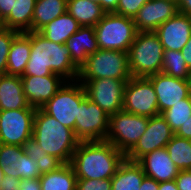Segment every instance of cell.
Segmentation results:
<instances>
[{
    "instance_id": "cell-15",
    "label": "cell",
    "mask_w": 191,
    "mask_h": 190,
    "mask_svg": "<svg viewBox=\"0 0 191 190\" xmlns=\"http://www.w3.org/2000/svg\"><path fill=\"white\" fill-rule=\"evenodd\" d=\"M23 91L30 107L41 108L67 81L60 75L21 76Z\"/></svg>"
},
{
    "instance_id": "cell-48",
    "label": "cell",
    "mask_w": 191,
    "mask_h": 190,
    "mask_svg": "<svg viewBox=\"0 0 191 190\" xmlns=\"http://www.w3.org/2000/svg\"><path fill=\"white\" fill-rule=\"evenodd\" d=\"M189 83H190V93H191V73H190V77H189Z\"/></svg>"
},
{
    "instance_id": "cell-44",
    "label": "cell",
    "mask_w": 191,
    "mask_h": 190,
    "mask_svg": "<svg viewBox=\"0 0 191 190\" xmlns=\"http://www.w3.org/2000/svg\"><path fill=\"white\" fill-rule=\"evenodd\" d=\"M179 13L191 16V0H177Z\"/></svg>"
},
{
    "instance_id": "cell-28",
    "label": "cell",
    "mask_w": 191,
    "mask_h": 190,
    "mask_svg": "<svg viewBox=\"0 0 191 190\" xmlns=\"http://www.w3.org/2000/svg\"><path fill=\"white\" fill-rule=\"evenodd\" d=\"M165 148L179 170H191V139L174 135Z\"/></svg>"
},
{
    "instance_id": "cell-1",
    "label": "cell",
    "mask_w": 191,
    "mask_h": 190,
    "mask_svg": "<svg viewBox=\"0 0 191 190\" xmlns=\"http://www.w3.org/2000/svg\"><path fill=\"white\" fill-rule=\"evenodd\" d=\"M126 158L107 141H80L70 164L77 179H111Z\"/></svg>"
},
{
    "instance_id": "cell-9",
    "label": "cell",
    "mask_w": 191,
    "mask_h": 190,
    "mask_svg": "<svg viewBox=\"0 0 191 190\" xmlns=\"http://www.w3.org/2000/svg\"><path fill=\"white\" fill-rule=\"evenodd\" d=\"M35 112L36 109L0 111V143L30 146Z\"/></svg>"
},
{
    "instance_id": "cell-46",
    "label": "cell",
    "mask_w": 191,
    "mask_h": 190,
    "mask_svg": "<svg viewBox=\"0 0 191 190\" xmlns=\"http://www.w3.org/2000/svg\"><path fill=\"white\" fill-rule=\"evenodd\" d=\"M159 190H178L175 180L159 182Z\"/></svg>"
},
{
    "instance_id": "cell-25",
    "label": "cell",
    "mask_w": 191,
    "mask_h": 190,
    "mask_svg": "<svg viewBox=\"0 0 191 190\" xmlns=\"http://www.w3.org/2000/svg\"><path fill=\"white\" fill-rule=\"evenodd\" d=\"M80 26L94 27L106 13L101 5L92 0H67V10Z\"/></svg>"
},
{
    "instance_id": "cell-36",
    "label": "cell",
    "mask_w": 191,
    "mask_h": 190,
    "mask_svg": "<svg viewBox=\"0 0 191 190\" xmlns=\"http://www.w3.org/2000/svg\"><path fill=\"white\" fill-rule=\"evenodd\" d=\"M76 190H112L111 179H77Z\"/></svg>"
},
{
    "instance_id": "cell-35",
    "label": "cell",
    "mask_w": 191,
    "mask_h": 190,
    "mask_svg": "<svg viewBox=\"0 0 191 190\" xmlns=\"http://www.w3.org/2000/svg\"><path fill=\"white\" fill-rule=\"evenodd\" d=\"M148 0H119L117 9L114 13L130 18H134L139 9Z\"/></svg>"
},
{
    "instance_id": "cell-4",
    "label": "cell",
    "mask_w": 191,
    "mask_h": 190,
    "mask_svg": "<svg viewBox=\"0 0 191 190\" xmlns=\"http://www.w3.org/2000/svg\"><path fill=\"white\" fill-rule=\"evenodd\" d=\"M127 53L132 77H148L161 72L164 49L155 32H138Z\"/></svg>"
},
{
    "instance_id": "cell-18",
    "label": "cell",
    "mask_w": 191,
    "mask_h": 190,
    "mask_svg": "<svg viewBox=\"0 0 191 190\" xmlns=\"http://www.w3.org/2000/svg\"><path fill=\"white\" fill-rule=\"evenodd\" d=\"M146 176L157 182L175 180L179 169L170 159L166 148L147 153L137 161Z\"/></svg>"
},
{
    "instance_id": "cell-38",
    "label": "cell",
    "mask_w": 191,
    "mask_h": 190,
    "mask_svg": "<svg viewBox=\"0 0 191 190\" xmlns=\"http://www.w3.org/2000/svg\"><path fill=\"white\" fill-rule=\"evenodd\" d=\"M20 178L4 175L0 183V190H20Z\"/></svg>"
},
{
    "instance_id": "cell-43",
    "label": "cell",
    "mask_w": 191,
    "mask_h": 190,
    "mask_svg": "<svg viewBox=\"0 0 191 190\" xmlns=\"http://www.w3.org/2000/svg\"><path fill=\"white\" fill-rule=\"evenodd\" d=\"M140 190H159V182L145 175L141 182Z\"/></svg>"
},
{
    "instance_id": "cell-12",
    "label": "cell",
    "mask_w": 191,
    "mask_h": 190,
    "mask_svg": "<svg viewBox=\"0 0 191 190\" xmlns=\"http://www.w3.org/2000/svg\"><path fill=\"white\" fill-rule=\"evenodd\" d=\"M128 80L102 78L80 83L85 89L87 98L111 116L123 109L124 89Z\"/></svg>"
},
{
    "instance_id": "cell-31",
    "label": "cell",
    "mask_w": 191,
    "mask_h": 190,
    "mask_svg": "<svg viewBox=\"0 0 191 190\" xmlns=\"http://www.w3.org/2000/svg\"><path fill=\"white\" fill-rule=\"evenodd\" d=\"M27 149L28 147L25 146L0 143V164L3 167L4 175L18 178L15 162Z\"/></svg>"
},
{
    "instance_id": "cell-39",
    "label": "cell",
    "mask_w": 191,
    "mask_h": 190,
    "mask_svg": "<svg viewBox=\"0 0 191 190\" xmlns=\"http://www.w3.org/2000/svg\"><path fill=\"white\" fill-rule=\"evenodd\" d=\"M20 190H42L39 178L36 179H21Z\"/></svg>"
},
{
    "instance_id": "cell-29",
    "label": "cell",
    "mask_w": 191,
    "mask_h": 190,
    "mask_svg": "<svg viewBox=\"0 0 191 190\" xmlns=\"http://www.w3.org/2000/svg\"><path fill=\"white\" fill-rule=\"evenodd\" d=\"M161 72L185 80H189L191 73L182 52L174 50H164Z\"/></svg>"
},
{
    "instance_id": "cell-22",
    "label": "cell",
    "mask_w": 191,
    "mask_h": 190,
    "mask_svg": "<svg viewBox=\"0 0 191 190\" xmlns=\"http://www.w3.org/2000/svg\"><path fill=\"white\" fill-rule=\"evenodd\" d=\"M144 177L141 165L125 158L111 178L112 190H140Z\"/></svg>"
},
{
    "instance_id": "cell-26",
    "label": "cell",
    "mask_w": 191,
    "mask_h": 190,
    "mask_svg": "<svg viewBox=\"0 0 191 190\" xmlns=\"http://www.w3.org/2000/svg\"><path fill=\"white\" fill-rule=\"evenodd\" d=\"M66 10L67 0H36L32 16V31L39 32Z\"/></svg>"
},
{
    "instance_id": "cell-7",
    "label": "cell",
    "mask_w": 191,
    "mask_h": 190,
    "mask_svg": "<svg viewBox=\"0 0 191 190\" xmlns=\"http://www.w3.org/2000/svg\"><path fill=\"white\" fill-rule=\"evenodd\" d=\"M83 85L78 81H66L59 91L47 101L41 109L54 117L62 125L75 133V120L78 119V107L86 98Z\"/></svg>"
},
{
    "instance_id": "cell-19",
    "label": "cell",
    "mask_w": 191,
    "mask_h": 190,
    "mask_svg": "<svg viewBox=\"0 0 191 190\" xmlns=\"http://www.w3.org/2000/svg\"><path fill=\"white\" fill-rule=\"evenodd\" d=\"M69 50L71 61L80 69L88 56L99 49L94 27L81 26L64 44Z\"/></svg>"
},
{
    "instance_id": "cell-34",
    "label": "cell",
    "mask_w": 191,
    "mask_h": 190,
    "mask_svg": "<svg viewBox=\"0 0 191 190\" xmlns=\"http://www.w3.org/2000/svg\"><path fill=\"white\" fill-rule=\"evenodd\" d=\"M19 32L0 26V75L7 73V58L14 37Z\"/></svg>"
},
{
    "instance_id": "cell-11",
    "label": "cell",
    "mask_w": 191,
    "mask_h": 190,
    "mask_svg": "<svg viewBox=\"0 0 191 190\" xmlns=\"http://www.w3.org/2000/svg\"><path fill=\"white\" fill-rule=\"evenodd\" d=\"M109 131V116L95 102L85 98L78 107L75 136L80 141H105Z\"/></svg>"
},
{
    "instance_id": "cell-47",
    "label": "cell",
    "mask_w": 191,
    "mask_h": 190,
    "mask_svg": "<svg viewBox=\"0 0 191 190\" xmlns=\"http://www.w3.org/2000/svg\"><path fill=\"white\" fill-rule=\"evenodd\" d=\"M3 177H4L3 167H2V165L0 164V183H1V181L3 180Z\"/></svg>"
},
{
    "instance_id": "cell-40",
    "label": "cell",
    "mask_w": 191,
    "mask_h": 190,
    "mask_svg": "<svg viewBox=\"0 0 191 190\" xmlns=\"http://www.w3.org/2000/svg\"><path fill=\"white\" fill-rule=\"evenodd\" d=\"M14 0H0V23L10 14Z\"/></svg>"
},
{
    "instance_id": "cell-42",
    "label": "cell",
    "mask_w": 191,
    "mask_h": 190,
    "mask_svg": "<svg viewBox=\"0 0 191 190\" xmlns=\"http://www.w3.org/2000/svg\"><path fill=\"white\" fill-rule=\"evenodd\" d=\"M175 135L181 138L191 139V117L175 132Z\"/></svg>"
},
{
    "instance_id": "cell-6",
    "label": "cell",
    "mask_w": 191,
    "mask_h": 190,
    "mask_svg": "<svg viewBox=\"0 0 191 190\" xmlns=\"http://www.w3.org/2000/svg\"><path fill=\"white\" fill-rule=\"evenodd\" d=\"M99 49L128 52L138 33L133 18L105 13L94 26Z\"/></svg>"
},
{
    "instance_id": "cell-24",
    "label": "cell",
    "mask_w": 191,
    "mask_h": 190,
    "mask_svg": "<svg viewBox=\"0 0 191 190\" xmlns=\"http://www.w3.org/2000/svg\"><path fill=\"white\" fill-rule=\"evenodd\" d=\"M80 27L77 20L66 11L44 26L39 33L49 41L65 44Z\"/></svg>"
},
{
    "instance_id": "cell-41",
    "label": "cell",
    "mask_w": 191,
    "mask_h": 190,
    "mask_svg": "<svg viewBox=\"0 0 191 190\" xmlns=\"http://www.w3.org/2000/svg\"><path fill=\"white\" fill-rule=\"evenodd\" d=\"M92 1L99 3L102 9L106 13L115 12L119 2V0H92Z\"/></svg>"
},
{
    "instance_id": "cell-20",
    "label": "cell",
    "mask_w": 191,
    "mask_h": 190,
    "mask_svg": "<svg viewBox=\"0 0 191 190\" xmlns=\"http://www.w3.org/2000/svg\"><path fill=\"white\" fill-rule=\"evenodd\" d=\"M17 109H35L26 100L21 76L0 75V111Z\"/></svg>"
},
{
    "instance_id": "cell-32",
    "label": "cell",
    "mask_w": 191,
    "mask_h": 190,
    "mask_svg": "<svg viewBox=\"0 0 191 190\" xmlns=\"http://www.w3.org/2000/svg\"><path fill=\"white\" fill-rule=\"evenodd\" d=\"M15 169L20 179H36L41 176L39 166L28 150L15 162Z\"/></svg>"
},
{
    "instance_id": "cell-17",
    "label": "cell",
    "mask_w": 191,
    "mask_h": 190,
    "mask_svg": "<svg viewBox=\"0 0 191 190\" xmlns=\"http://www.w3.org/2000/svg\"><path fill=\"white\" fill-rule=\"evenodd\" d=\"M154 32L164 50L181 51L191 37V16L178 12Z\"/></svg>"
},
{
    "instance_id": "cell-2",
    "label": "cell",
    "mask_w": 191,
    "mask_h": 190,
    "mask_svg": "<svg viewBox=\"0 0 191 190\" xmlns=\"http://www.w3.org/2000/svg\"><path fill=\"white\" fill-rule=\"evenodd\" d=\"M78 73L64 44L49 41L39 32L31 31L30 58L23 75H60L67 81H74Z\"/></svg>"
},
{
    "instance_id": "cell-30",
    "label": "cell",
    "mask_w": 191,
    "mask_h": 190,
    "mask_svg": "<svg viewBox=\"0 0 191 190\" xmlns=\"http://www.w3.org/2000/svg\"><path fill=\"white\" fill-rule=\"evenodd\" d=\"M161 115L176 132L191 117V95L165 110Z\"/></svg>"
},
{
    "instance_id": "cell-3",
    "label": "cell",
    "mask_w": 191,
    "mask_h": 190,
    "mask_svg": "<svg viewBox=\"0 0 191 190\" xmlns=\"http://www.w3.org/2000/svg\"><path fill=\"white\" fill-rule=\"evenodd\" d=\"M79 142L72 129L62 125L41 108L36 109L31 147L55 156L63 164H68Z\"/></svg>"
},
{
    "instance_id": "cell-14",
    "label": "cell",
    "mask_w": 191,
    "mask_h": 190,
    "mask_svg": "<svg viewBox=\"0 0 191 190\" xmlns=\"http://www.w3.org/2000/svg\"><path fill=\"white\" fill-rule=\"evenodd\" d=\"M148 78L157 95L159 114L191 95L189 80L172 77L162 72L150 75Z\"/></svg>"
},
{
    "instance_id": "cell-23",
    "label": "cell",
    "mask_w": 191,
    "mask_h": 190,
    "mask_svg": "<svg viewBox=\"0 0 191 190\" xmlns=\"http://www.w3.org/2000/svg\"><path fill=\"white\" fill-rule=\"evenodd\" d=\"M35 3L36 0H14L10 14L0 23V26L19 33L32 31Z\"/></svg>"
},
{
    "instance_id": "cell-13",
    "label": "cell",
    "mask_w": 191,
    "mask_h": 190,
    "mask_svg": "<svg viewBox=\"0 0 191 190\" xmlns=\"http://www.w3.org/2000/svg\"><path fill=\"white\" fill-rule=\"evenodd\" d=\"M175 132L159 114L148 118L145 133L140 137L135 146L125 155L126 159L138 161L149 152L162 149L173 138Z\"/></svg>"
},
{
    "instance_id": "cell-37",
    "label": "cell",
    "mask_w": 191,
    "mask_h": 190,
    "mask_svg": "<svg viewBox=\"0 0 191 190\" xmlns=\"http://www.w3.org/2000/svg\"><path fill=\"white\" fill-rule=\"evenodd\" d=\"M175 183L178 190H191V170H180Z\"/></svg>"
},
{
    "instance_id": "cell-5",
    "label": "cell",
    "mask_w": 191,
    "mask_h": 190,
    "mask_svg": "<svg viewBox=\"0 0 191 190\" xmlns=\"http://www.w3.org/2000/svg\"><path fill=\"white\" fill-rule=\"evenodd\" d=\"M131 77L127 52L98 49L90 54L81 66L77 80L88 82L102 78L130 79Z\"/></svg>"
},
{
    "instance_id": "cell-21",
    "label": "cell",
    "mask_w": 191,
    "mask_h": 190,
    "mask_svg": "<svg viewBox=\"0 0 191 190\" xmlns=\"http://www.w3.org/2000/svg\"><path fill=\"white\" fill-rule=\"evenodd\" d=\"M31 31L18 33L12 43L7 58L8 75L22 76L30 58Z\"/></svg>"
},
{
    "instance_id": "cell-27",
    "label": "cell",
    "mask_w": 191,
    "mask_h": 190,
    "mask_svg": "<svg viewBox=\"0 0 191 190\" xmlns=\"http://www.w3.org/2000/svg\"><path fill=\"white\" fill-rule=\"evenodd\" d=\"M42 190H76L77 177L70 163L39 178Z\"/></svg>"
},
{
    "instance_id": "cell-45",
    "label": "cell",
    "mask_w": 191,
    "mask_h": 190,
    "mask_svg": "<svg viewBox=\"0 0 191 190\" xmlns=\"http://www.w3.org/2000/svg\"><path fill=\"white\" fill-rule=\"evenodd\" d=\"M181 52L186 61L187 67L191 71V37L189 38L186 45L182 48Z\"/></svg>"
},
{
    "instance_id": "cell-16",
    "label": "cell",
    "mask_w": 191,
    "mask_h": 190,
    "mask_svg": "<svg viewBox=\"0 0 191 190\" xmlns=\"http://www.w3.org/2000/svg\"><path fill=\"white\" fill-rule=\"evenodd\" d=\"M178 12L177 0H148L133 20L138 32H154Z\"/></svg>"
},
{
    "instance_id": "cell-33",
    "label": "cell",
    "mask_w": 191,
    "mask_h": 190,
    "mask_svg": "<svg viewBox=\"0 0 191 190\" xmlns=\"http://www.w3.org/2000/svg\"><path fill=\"white\" fill-rule=\"evenodd\" d=\"M29 154L37 162L41 175L57 170L63 163L55 156L46 154L31 146H28Z\"/></svg>"
},
{
    "instance_id": "cell-10",
    "label": "cell",
    "mask_w": 191,
    "mask_h": 190,
    "mask_svg": "<svg viewBox=\"0 0 191 190\" xmlns=\"http://www.w3.org/2000/svg\"><path fill=\"white\" fill-rule=\"evenodd\" d=\"M123 110L148 118L159 115L157 95L148 77H131L127 81Z\"/></svg>"
},
{
    "instance_id": "cell-8",
    "label": "cell",
    "mask_w": 191,
    "mask_h": 190,
    "mask_svg": "<svg viewBox=\"0 0 191 190\" xmlns=\"http://www.w3.org/2000/svg\"><path fill=\"white\" fill-rule=\"evenodd\" d=\"M148 117L131 114L123 109L109 116V131L105 141L125 155L145 133Z\"/></svg>"
}]
</instances>
